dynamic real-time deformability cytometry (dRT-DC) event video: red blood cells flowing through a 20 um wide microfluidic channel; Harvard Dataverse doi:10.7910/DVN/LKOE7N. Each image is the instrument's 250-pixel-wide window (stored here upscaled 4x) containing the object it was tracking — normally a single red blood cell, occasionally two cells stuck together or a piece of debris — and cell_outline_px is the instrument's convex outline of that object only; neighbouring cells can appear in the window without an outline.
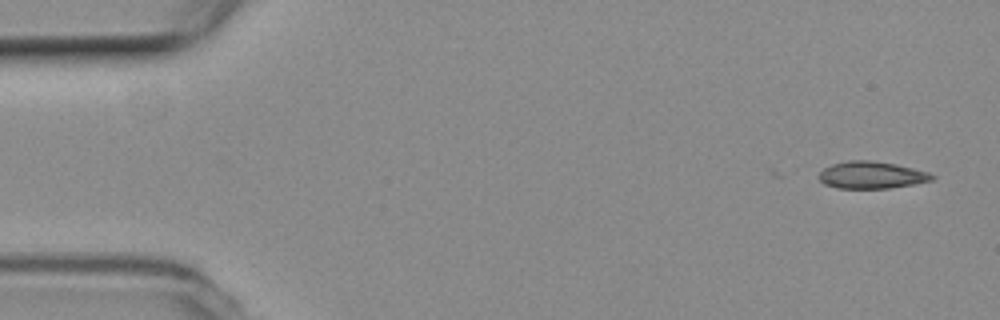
{"species": "common noctule bat (a hibernating species)", "species_latin": "Nyctalus noctula", "temperature_condition": "room temperature", "stored_images_in_passage": 11, "segment_of_instrument_passage": [1, 2], "camera_frame_rate_fps": 3000, "um_per_image_px": 0.085, "animal": {"sex": "female", "body_mass_g": 19.3, "forearm_length_mm": 54.1}, "frame": {"image": 1, "passage_image": 1, "time_ms": 0.0, "image_size_px": [1000, 320], "cell_outline_px": [[936, 176], [932, 180], [912, 184], [888, 188], [836, 188], [824, 184], [820, 180], [820, 172], [824, 168], [832, 164], [848, 160], [868, 160], [896, 164], [928, 172]], "centroid_in_image_um": [74.06, 14.87], "position_along_channel_um": 10.9, "area_um2": 17.69}}
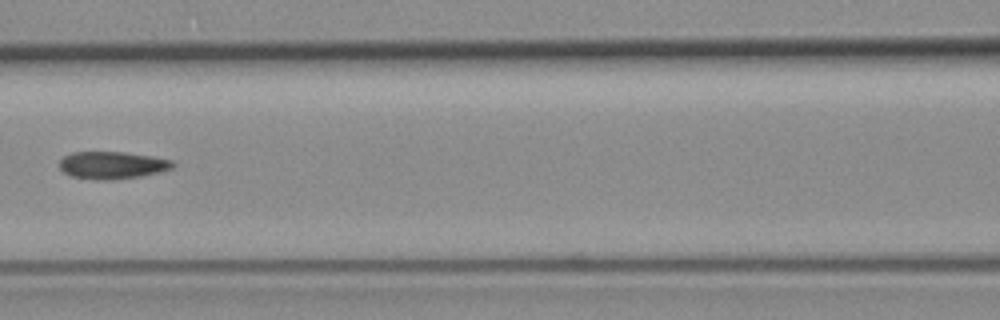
{"frame": {"image": 2, "passage_image": 7, "time_ms": 2.0, "image_size_px": [1000, 320], "cell_outline_px": [[176, 164], [172, 168], [160, 172], [140, 176], [112, 180], [96, 180], [72, 176], [64, 172], [60, 168], [60, 160], [64, 156], [72, 152], [124, 152], [152, 156], [172, 160]], "centroid_in_image_um": [9.55, 14.04], "position_along_channel_um": 157.0, "area_um2": 18.09}}
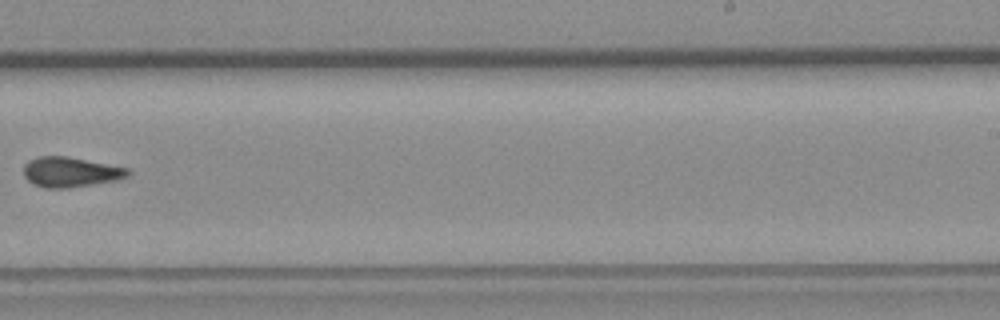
{"frame": {"image": 3, "passage_image": 10, "time_ms": 3.0, "image_size_px": [1000, 320], "cell_outline_px": [[132, 172], [128, 176], [120, 180], [68, 188], [44, 188], [32, 184], [24, 176], [24, 164], [28, 160], [40, 156], [68, 156], [128, 168]], "centroid_in_image_um": [6.0, 14.63], "position_along_channel_um": 283.0, "area_um2": 18.5}}